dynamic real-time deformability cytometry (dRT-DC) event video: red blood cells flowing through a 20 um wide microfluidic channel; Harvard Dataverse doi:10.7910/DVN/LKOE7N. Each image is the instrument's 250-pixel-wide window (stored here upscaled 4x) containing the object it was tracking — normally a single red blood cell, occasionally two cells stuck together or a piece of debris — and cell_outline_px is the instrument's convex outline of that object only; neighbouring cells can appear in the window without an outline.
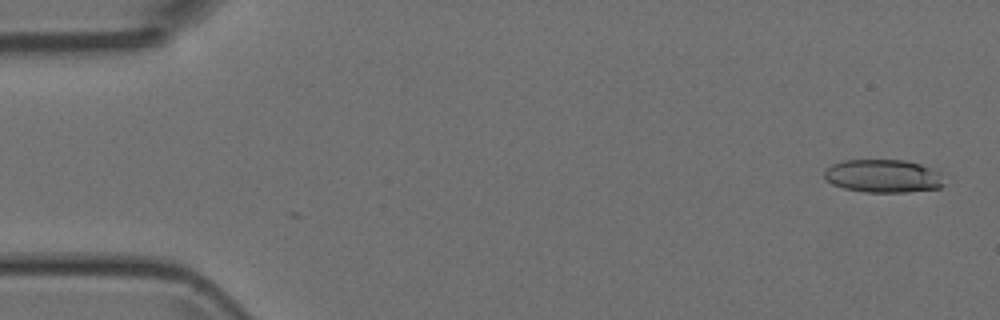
{"species": "Egyptian fruit bat (a non-hibernating species)", "species_latin": "Rousettus aegyptiacus", "temperature_condition": "room temperature", "stored_images_in_passage": 2, "camera_frame_rate_fps": 3000, "um_per_image_px": 0.085, "animal": {"sex": "female"}, "frame": {"image": 1, "passage_image": 2, "time_ms": 0.333, "image_size_px": [1000, 320], "cell_outline_px": [[944, 184], [940, 188], [904, 192], [864, 192], [844, 188], [832, 184], [824, 180], [824, 172], [832, 164], [844, 160], [904, 160], [920, 164], [940, 172]], "centroid_in_image_um": [75.05, 14.96], "position_along_channel_um": 10.0, "area_um2": 23.12}}